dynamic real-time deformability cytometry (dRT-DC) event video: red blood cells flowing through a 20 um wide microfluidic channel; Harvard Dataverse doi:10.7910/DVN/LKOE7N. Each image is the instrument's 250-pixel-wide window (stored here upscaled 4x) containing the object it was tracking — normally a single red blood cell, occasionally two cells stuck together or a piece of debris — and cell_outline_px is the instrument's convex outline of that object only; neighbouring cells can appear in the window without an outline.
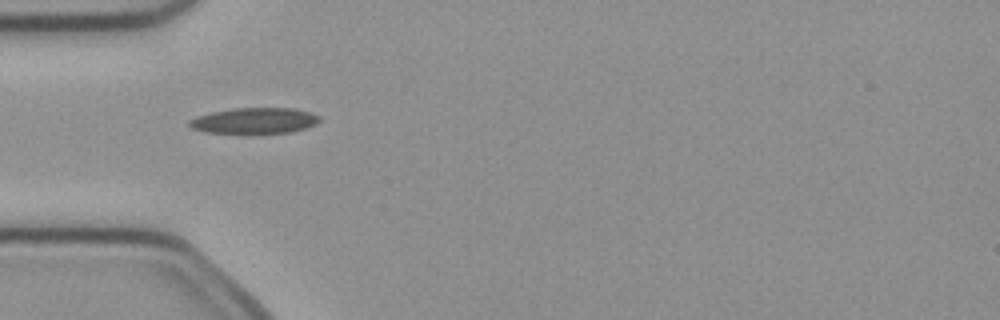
{"species": "common noctule bat (a hibernating species)", "species_latin": "Nyctalus noctula", "temperature_condition": "cold", "stored_images_in_passage": 8, "camera_frame_rate_fps": 3000, "um_per_image_px": 0.085, "animal": {"sex": "female", "body_mass_g": 21.9}, "frame": {"image": 1, "passage_image": 5, "time_ms": 1.333, "image_size_px": [1000, 320], "cell_outline_px": [[320, 120], [316, 124], [308, 128], [292, 132], [252, 136], [204, 132], [192, 128], [188, 124], [188, 120], [196, 116], [212, 112], [236, 108], [292, 108], [308, 112], [320, 116]], "centroid_in_image_um": [21.61, 10.31], "position_along_channel_um": 63.4, "area_um2": 20.58}}
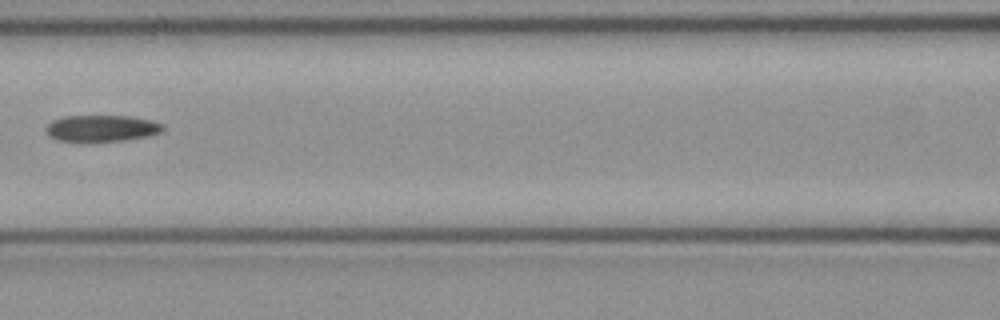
{"frame": {"image": 2, "passage_image": 7, "time_ms": 2.0, "image_size_px": [1000, 320], "cell_outline_px": [[164, 128], [160, 132], [148, 136], [124, 140], [88, 144], [80, 144], [56, 140], [48, 136], [44, 132], [44, 128], [52, 120], [64, 116], [128, 116], [152, 120], [164, 124]], "centroid_in_image_um": [8.55, 10.95], "position_along_channel_um": 158.1, "area_um2": 18.96}}
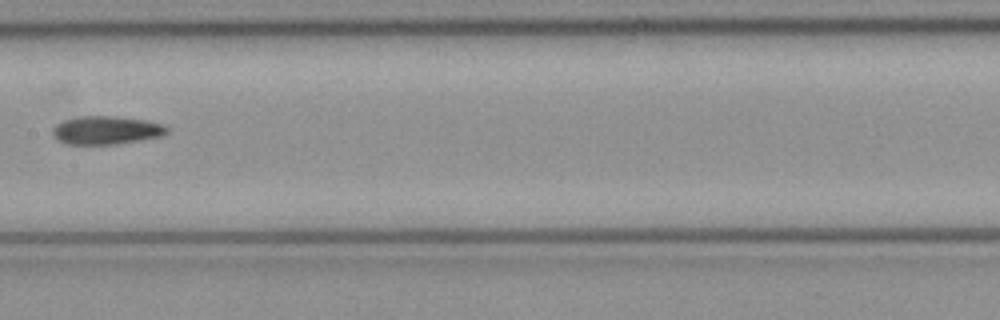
{"frame": {"image": 3, "passage_image": 8, "time_ms": 2.333, "image_size_px": [1000, 320], "cell_outline_px": [[168, 132], [160, 136], [140, 140], [116, 144], [64, 144], [56, 140], [52, 136], [52, 128], [56, 124], [64, 120], [80, 116], [116, 116], [144, 120], [164, 124], [168, 128]], "centroid_in_image_um": [8.99, 11.07], "position_along_channel_um": 198.4, "area_um2": 18.96}}